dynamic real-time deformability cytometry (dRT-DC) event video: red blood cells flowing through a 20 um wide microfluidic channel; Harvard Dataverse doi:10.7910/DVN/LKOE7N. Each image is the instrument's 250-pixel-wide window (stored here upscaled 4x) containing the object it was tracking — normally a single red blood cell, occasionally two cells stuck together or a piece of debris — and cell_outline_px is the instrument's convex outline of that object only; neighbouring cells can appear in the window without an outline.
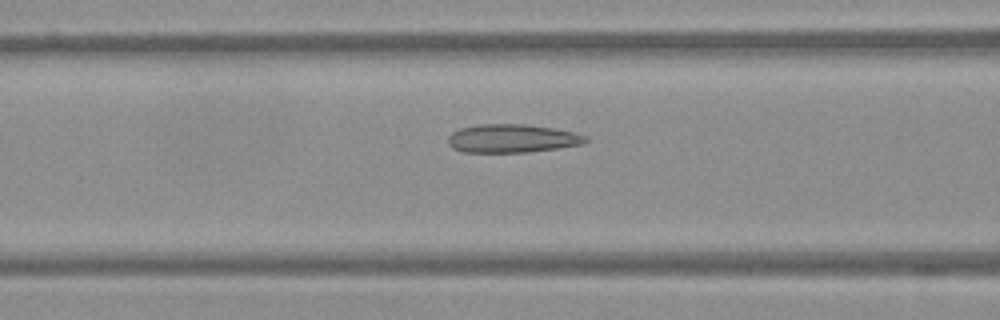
{"species": "Egyptian fruit bat (a non-hibernating species)", "species_latin": "Rousettus aegyptiacus", "temperature_condition": "warm", "stored_images_in_passage": 39, "camera_frame_rate_fps": 3000, "um_per_image_px": 0.085, "frame": {"image": 1, "passage_image": 7, "time_ms": 2.0, "image_size_px": [1000, 320], "cell_outline_px": [[588, 140], [584, 144], [556, 148], [524, 152], [464, 152], [452, 148], [448, 144], [448, 136], [452, 132], [460, 128], [480, 124], [524, 124], [552, 128], [572, 132], [588, 136]], "centroid_in_image_um": [43.5, 11.76], "position_along_channel_um": 123.1, "area_um2": 22.66}}
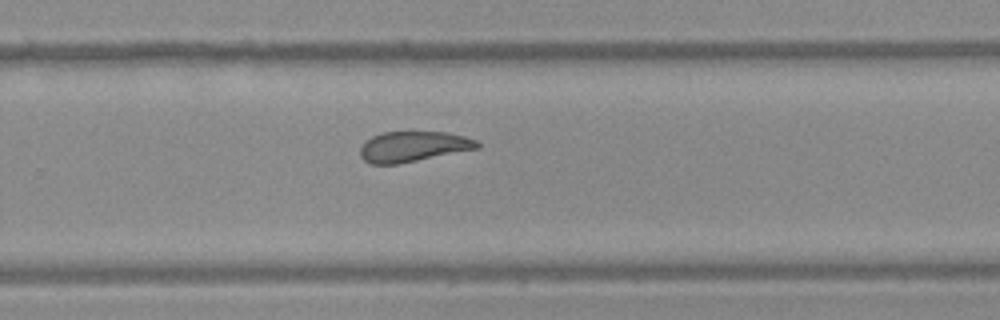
{"frame": {"image": 2, "passage_image": 21, "time_ms": 6.667, "image_size_px": [1000, 320], "cell_outline_px": [[480, 148], [400, 164], [372, 164], [364, 160], [360, 156], [360, 148], [364, 140], [372, 136], [384, 132], [448, 132], [464, 136], [476, 140], [480, 144]], "centroid_in_image_um": [35.12, 12.46], "position_along_channel_um": 294.7, "area_um2": 20.92}}
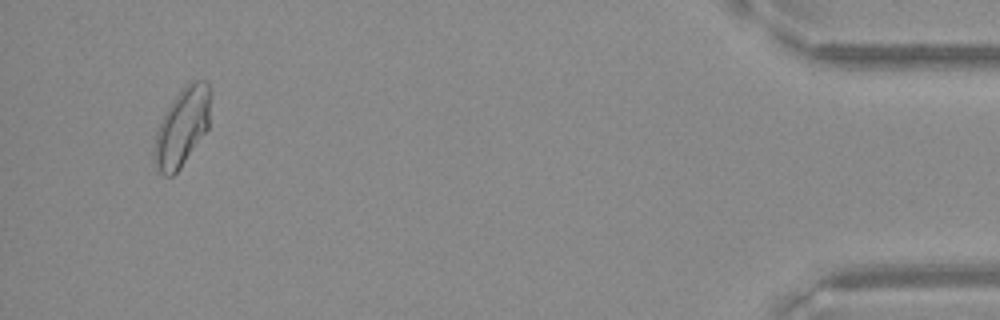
{"frame": {"image": 3, "passage_image": 37, "time_ms": 12.0, "image_size_px": [1000, 320], "cell_outline_px": [[212, 92], [208, 128], [180, 168], [172, 176], [164, 176], [156, 168], [156, 132], [172, 100], [192, 80], [208, 80]], "centroid_in_image_um": [15.55, 10.74], "position_along_channel_um": 419.7, "area_um2": 25.03}}